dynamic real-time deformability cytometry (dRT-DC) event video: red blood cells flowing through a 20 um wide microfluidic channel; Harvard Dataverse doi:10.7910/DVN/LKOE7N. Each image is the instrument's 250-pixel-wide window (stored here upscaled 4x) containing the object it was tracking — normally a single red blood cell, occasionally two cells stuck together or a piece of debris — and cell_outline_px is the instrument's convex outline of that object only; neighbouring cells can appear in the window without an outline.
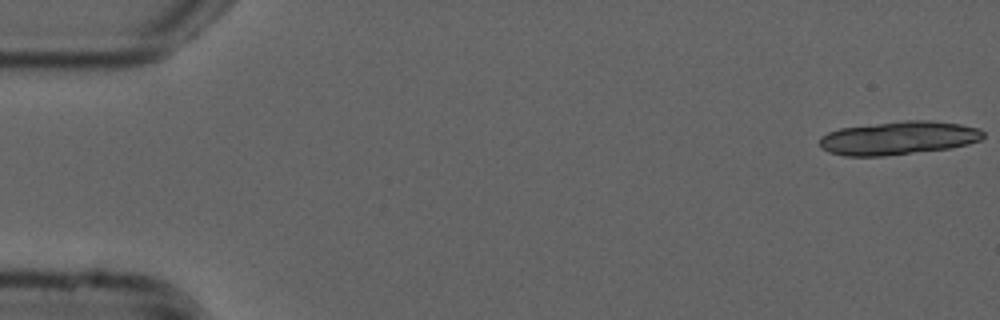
{"species": "common noctule bat (a hibernating species)", "species_latin": "Nyctalus noctula", "temperature_condition": "cold", "stored_images_in_passage": 18, "camera_frame_rate_fps": 3000, "um_per_image_px": 0.085, "animal": {"sex": "male", "forearm_length_mm": 52.5}, "frame": {"image": 1, "passage_image": 1, "time_ms": 0.0, "image_size_px": [1000, 320], "cell_outline_px": [[984, 136], [980, 140], [968, 144], [952, 148], [884, 156], [844, 156], [828, 152], [820, 148], [820, 136], [828, 132], [840, 128], [904, 120], [928, 120], [960, 124], [980, 128], [984, 132]], "centroid_in_image_um": [76.37, 11.73], "position_along_channel_um": 8.6, "area_um2": 32.08}}